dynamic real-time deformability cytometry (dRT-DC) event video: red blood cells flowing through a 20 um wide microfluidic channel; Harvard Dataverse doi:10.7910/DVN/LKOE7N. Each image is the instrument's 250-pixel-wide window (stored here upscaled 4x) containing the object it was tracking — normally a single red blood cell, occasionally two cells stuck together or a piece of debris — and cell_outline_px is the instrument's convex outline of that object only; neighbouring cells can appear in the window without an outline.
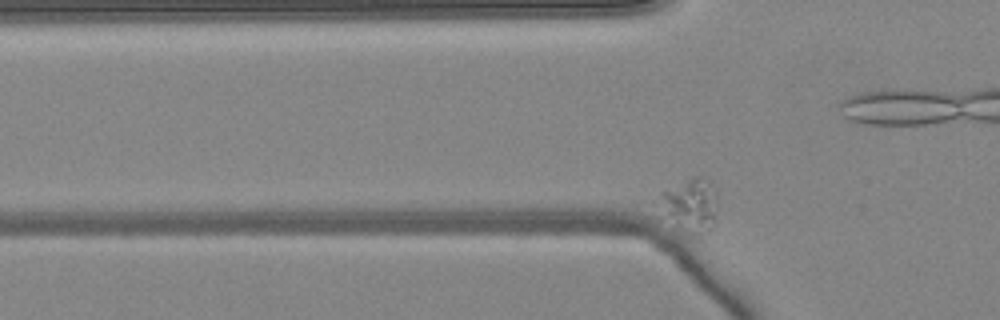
{"species": "common noctule bat (a hibernating species)", "species_latin": "Nyctalus noctula", "temperature_condition": "warm", "stored_images_in_passage": 42, "camera_frame_rate_fps": 3000, "um_per_image_px": 0.085, "animal": {"sex": "female", "body_mass_g": 24.6, "forearm_length_mm": 56.2}, "frame": {"image": 1, "passage_image": 5, "time_ms": 1.333, "image_size_px": [1000, 320], "cell_outline_px": [[716, 224], [712, 228], [676, 228], [672, 224], [660, 196], [660, 192], [692, 176], [704, 176], [708, 180], [716, 196]], "centroid_in_image_um": [58.73, 17.3], "position_along_channel_um": 67.1, "area_um2": 16.76}}
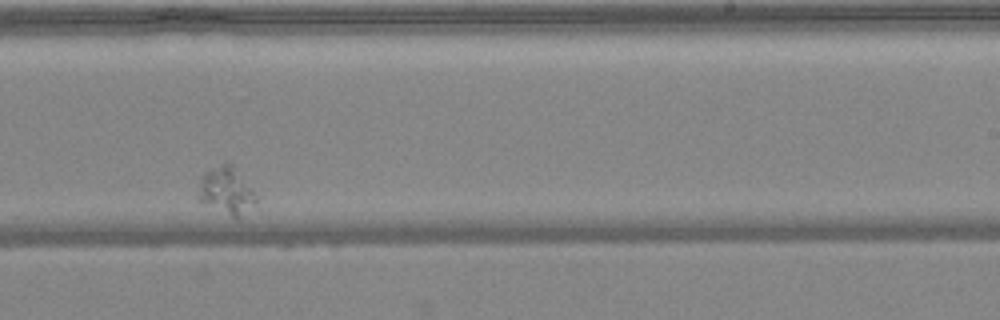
{"frame": {"image": 2, "passage_image": 26, "time_ms": 8.333, "image_size_px": [1000, 320], "cell_outline_px": [[256, 200], [236, 220], [200, 200], [196, 196], [200, 176], [204, 172], [224, 160], [228, 160], [232, 164], [256, 196]], "centroid_in_image_um": [19.16, 16.16], "position_along_channel_um": 269.8, "area_um2": 15.78}}
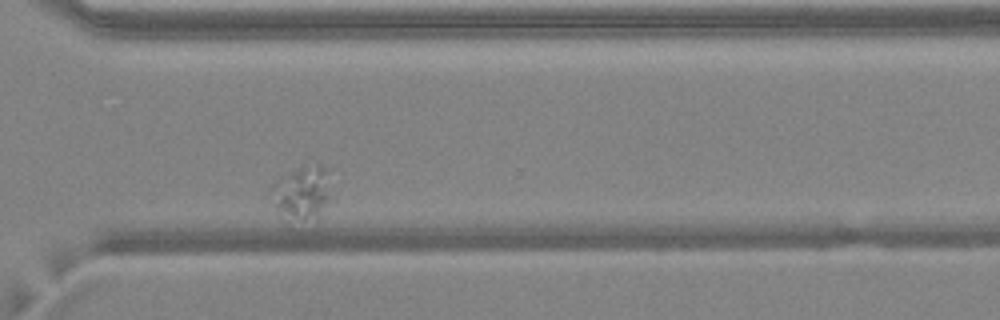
{"frame": {"image": 3, "passage_image": 33, "time_ms": 10.667, "image_size_px": [1000, 320], "cell_outline_px": [[336, 200], [316, 220], [300, 216], [280, 208], [268, 196], [268, 188], [280, 176], [304, 164], [320, 164], [324, 168]], "centroid_in_image_um": [25.79, 16.27], "position_along_channel_um": 344.8, "area_um2": 18.73}}